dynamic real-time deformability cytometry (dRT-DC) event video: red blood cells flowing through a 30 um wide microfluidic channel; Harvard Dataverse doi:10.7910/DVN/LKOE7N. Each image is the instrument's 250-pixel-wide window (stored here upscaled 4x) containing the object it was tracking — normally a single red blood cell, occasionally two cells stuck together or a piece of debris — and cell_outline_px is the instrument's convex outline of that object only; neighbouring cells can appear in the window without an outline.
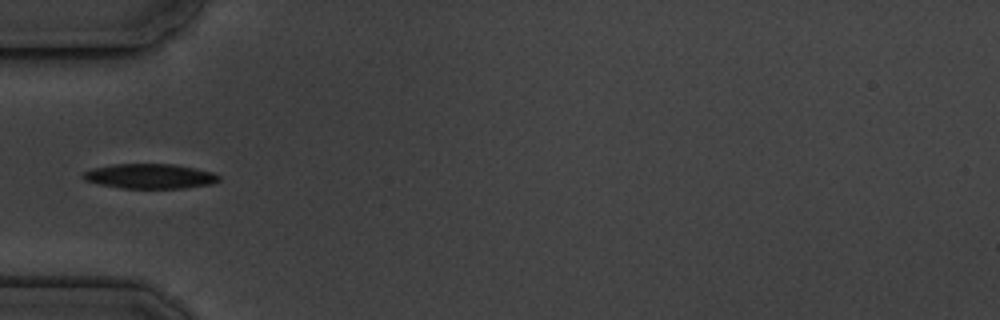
{"species": "common noctule bat (a hibernating species)", "species_latin": "Nyctalus noctula", "temperature_condition": "cold", "stored_images_in_passage": 3, "camera_frame_rate_fps": 3000, "um_per_image_px": 0.085, "animal": {"sex": "male", "body_mass_g": 19.5, "forearm_length_mm": 54.6}, "frame": {"image": 1, "passage_image": 1, "time_ms": 0.0, "image_size_px": [1000, 320], "cell_outline_px": [[220, 180], [212, 184], [184, 188], [120, 188], [100, 184], [84, 180], [80, 176], [84, 172], [92, 168], [112, 164], [176, 164], [212, 172], [220, 176]], "centroid_in_image_um": [12.73, 14.97], "position_along_channel_um": 72.3, "area_um2": 19.71}}
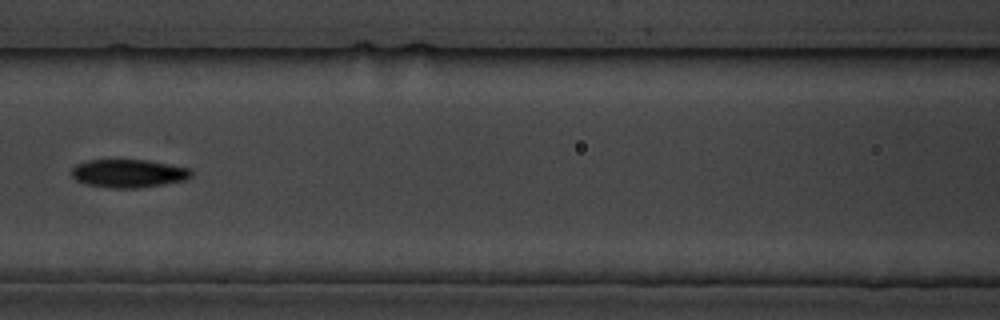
{"frame": {"image": 2, "passage_image": 3, "time_ms": 2.333, "image_size_px": [1000, 320], "cell_outline_px": [[192, 176], [184, 180], [164, 184], [136, 188], [108, 188], [88, 184], [76, 180], [72, 176], [72, 168], [76, 164], [88, 160], [148, 160], [192, 168]], "centroid_in_image_um": [10.95, 14.73], "position_along_channel_um": 155.7, "area_um2": 19.71}}